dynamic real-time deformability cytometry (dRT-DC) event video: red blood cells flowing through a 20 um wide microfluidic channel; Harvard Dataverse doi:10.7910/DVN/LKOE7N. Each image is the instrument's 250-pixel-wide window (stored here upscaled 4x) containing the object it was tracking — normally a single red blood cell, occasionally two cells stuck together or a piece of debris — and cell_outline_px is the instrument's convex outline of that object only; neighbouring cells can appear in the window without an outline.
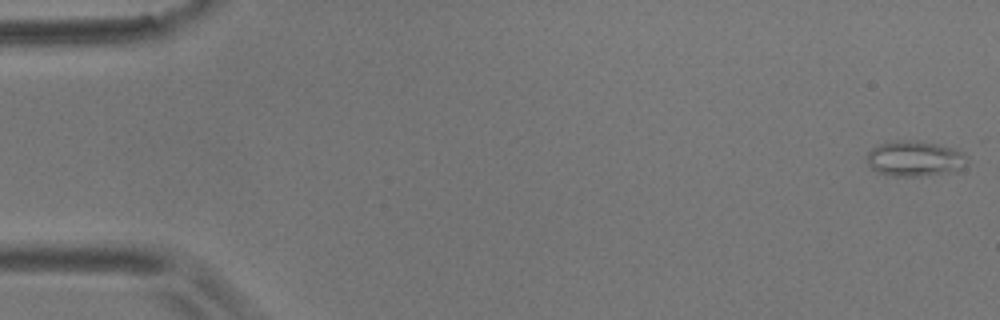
{"species": "common noctule bat (a hibernating species)", "species_latin": "Nyctalus noctula", "temperature_condition": "room temperature", "stored_images_in_passage": 56, "camera_frame_rate_fps": 3000, "um_per_image_px": 0.085, "animal": {"sex": "male", "body_mass_g": 17.9}, "frame": {"image": 1, "passage_image": 1, "time_ms": 0.0, "image_size_px": [1000, 320], "cell_outline_px": [[968, 164], [956, 172], [920, 176], [892, 176], [880, 172], [872, 168], [868, 164], [868, 152], [872, 148], [880, 144], [896, 140], [916, 140], [936, 144], [952, 148], [964, 152], [968, 156]], "centroid_in_image_um": [77.82, 13.49], "position_along_channel_um": 7.2, "area_um2": 20.87}}
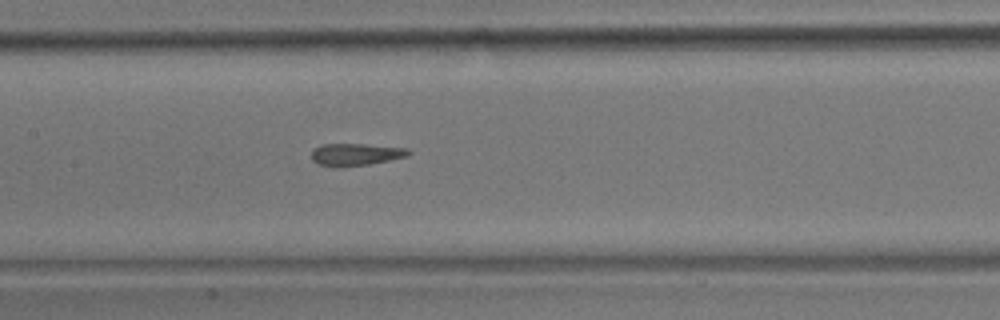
{"frame": {"image": 2, "passage_image": 27, "time_ms": 8.667, "image_size_px": [1000, 320], "cell_outline_px": [[412, 152], [408, 156], [368, 164], [340, 168], [336, 168], [316, 164], [312, 160], [312, 148], [320, 144], [364, 144], [408, 148]], "centroid_in_image_um": [30.18, 13.13], "position_along_channel_um": 177.2, "area_um2": 12.83}}
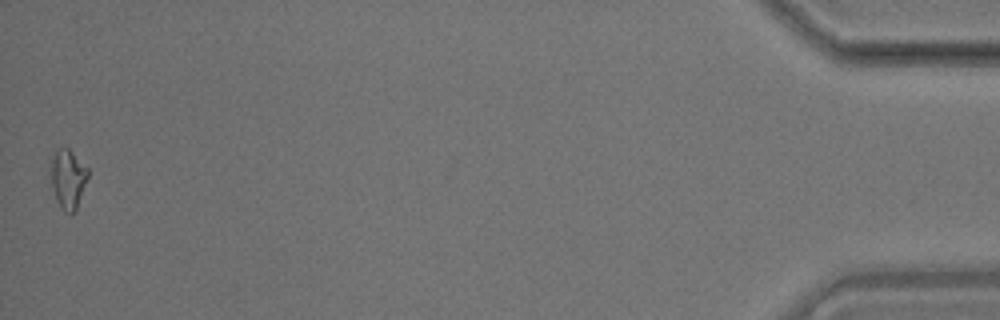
{"frame": {"image": 3, "passage_image": 56, "time_ms": 18.333, "image_size_px": [1000, 320], "cell_outline_px": [[88, 176], [76, 212], [64, 212], [60, 208], [56, 200], [52, 184], [52, 160], [56, 148], [68, 148], [88, 168]], "centroid_in_image_um": [5.8, 15.23], "position_along_channel_um": 429.4, "area_um2": 12.6}, "authors_computed_cell_mechanics": {"area_um2": 12.8605, "velocity_mm_per_s": 3.5587, "shape_relaxation_time_tau1_ms": null, "shape_relaxation_time_tau2_ms": 1.4601, "deformation_change_tau1": null, "deformation_change_tau2": 0.0627}}